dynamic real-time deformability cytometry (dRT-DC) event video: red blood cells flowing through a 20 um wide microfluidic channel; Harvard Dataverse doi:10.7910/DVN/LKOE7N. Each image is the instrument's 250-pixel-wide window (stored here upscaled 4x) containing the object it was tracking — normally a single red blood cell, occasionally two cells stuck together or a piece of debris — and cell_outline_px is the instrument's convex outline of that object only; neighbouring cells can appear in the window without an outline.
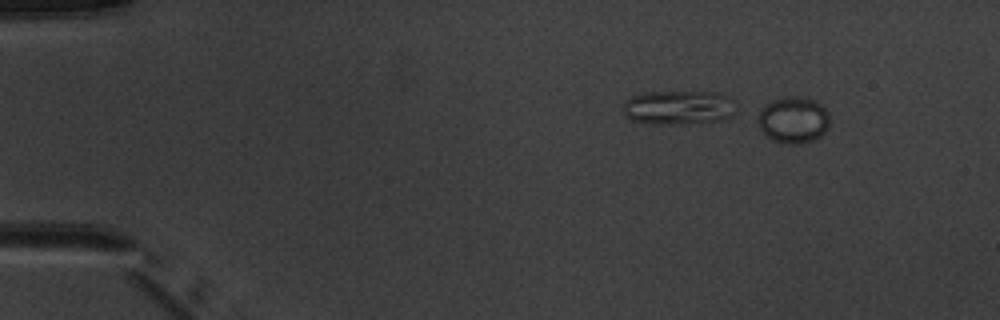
{"species": "common noctule bat (a hibernating species)", "species_latin": "Nyctalus noctula", "temperature_condition": "warm", "stored_images_in_passage": 7, "camera_frame_rate_fps": 3000, "um_per_image_px": 0.085, "animal": {"sex": "male", "body_mass_g": 20.1, "forearm_length_mm": 53.5}, "frame": {"image": 1, "passage_image": 2, "time_ms": 1.0, "image_size_px": [1000, 320], "cell_outline_px": [[828, 128], [820, 136], [812, 140], [800, 144], [788, 144], [772, 140], [764, 136], [760, 128], [760, 108], [764, 104], [772, 100], [784, 96], [800, 96], [816, 100], [828, 112]], "centroid_in_image_um": [67.43, 10.18], "position_along_channel_um": 17.6, "area_um2": 19.54}}
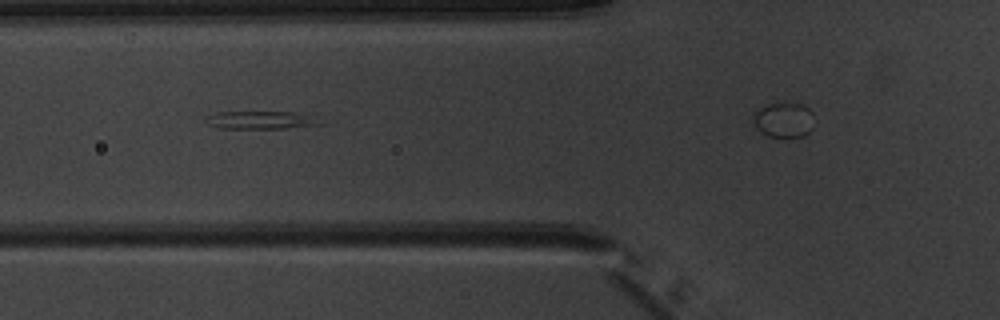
{"frame": {"image": 2, "passage_image": 5, "time_ms": 4.667, "image_size_px": [1000, 320], "cell_outline_px": [[324, 124], [288, 128], [220, 128], [208, 124], [204, 120], [204, 116], [216, 112], [292, 112], [304, 116]], "centroid_in_image_um": [21.98, 10.21], "position_along_channel_um": 103.8, "area_um2": 11.5}}
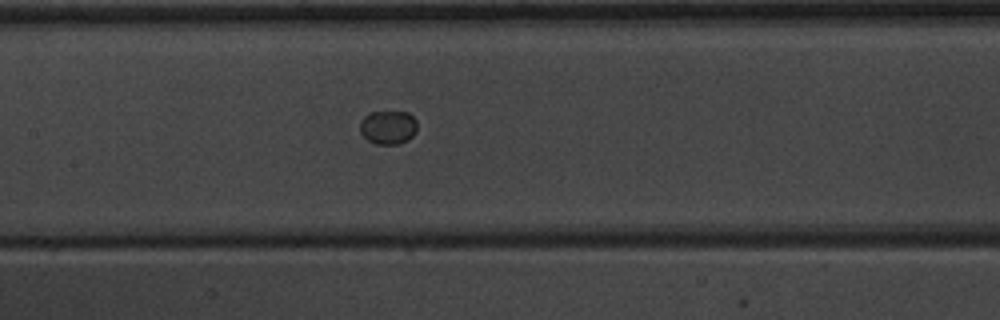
{"frame": {"image": 3, "passage_image": 7, "time_ms": 7.667, "image_size_px": [1000, 320], "cell_outline_px": [[416, 132], [408, 140], [400, 144], [376, 144], [368, 140], [360, 132], [360, 120], [368, 112], [408, 112], [416, 120]], "centroid_in_image_um": [32.98, 10.82], "position_along_channel_um": 174.4, "area_um2": 11.33}}